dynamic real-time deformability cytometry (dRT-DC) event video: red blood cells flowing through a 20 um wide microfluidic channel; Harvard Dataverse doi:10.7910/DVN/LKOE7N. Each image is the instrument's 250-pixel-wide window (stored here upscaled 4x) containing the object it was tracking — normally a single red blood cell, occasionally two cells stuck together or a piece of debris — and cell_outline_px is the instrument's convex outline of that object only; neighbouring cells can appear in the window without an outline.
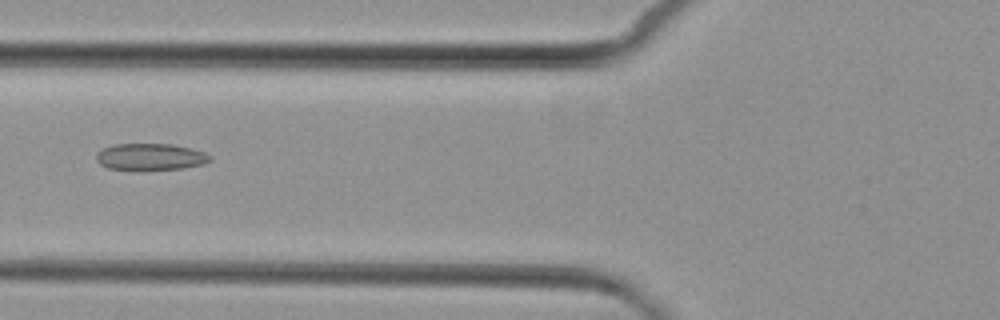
{"species": "common noctule bat (a hibernating species)", "species_latin": "Nyctalus noctula", "temperature_condition": "cold", "stored_images_in_passage": 7, "camera_frame_rate_fps": 3000, "um_per_image_px": 0.085, "animal": {"sex": "female", "body_mass_g": 29.2, "forearm_length_mm": 56.3}, "frame": {"image": 1, "passage_image": 6, "time_ms": 6.0, "image_size_px": [1000, 320], "cell_outline_px": [[212, 160], [204, 164], [184, 168], [140, 172], [132, 172], [108, 168], [100, 164], [96, 160], [96, 152], [112, 144], [172, 144], [204, 152], [212, 156]], "centroid_in_image_um": [12.75, 13.37], "position_along_channel_um": 113.0, "area_um2": 18.44}}
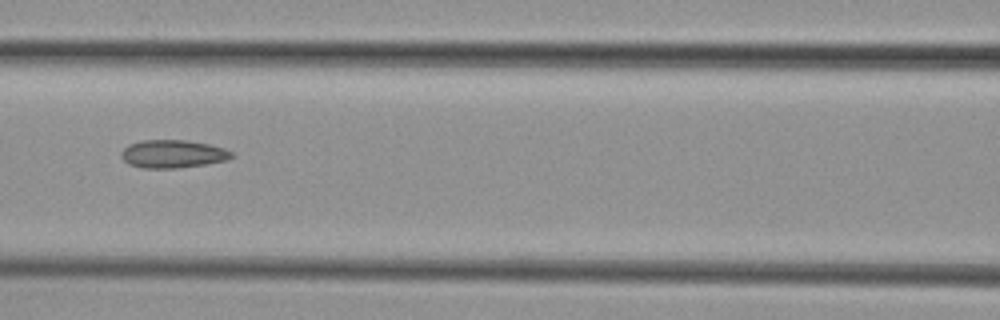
{"frame": {"image": 2, "passage_image": 7, "time_ms": 7.0, "image_size_px": [1000, 320], "cell_outline_px": [[236, 156], [228, 160], [208, 164], [180, 168], [144, 168], [128, 164], [120, 156], [120, 152], [128, 144], [140, 140], [188, 140], [208, 144], [224, 148], [232, 152]], "centroid_in_image_um": [14.7, 13.08], "position_along_channel_um": 151.9, "area_um2": 18.32}}